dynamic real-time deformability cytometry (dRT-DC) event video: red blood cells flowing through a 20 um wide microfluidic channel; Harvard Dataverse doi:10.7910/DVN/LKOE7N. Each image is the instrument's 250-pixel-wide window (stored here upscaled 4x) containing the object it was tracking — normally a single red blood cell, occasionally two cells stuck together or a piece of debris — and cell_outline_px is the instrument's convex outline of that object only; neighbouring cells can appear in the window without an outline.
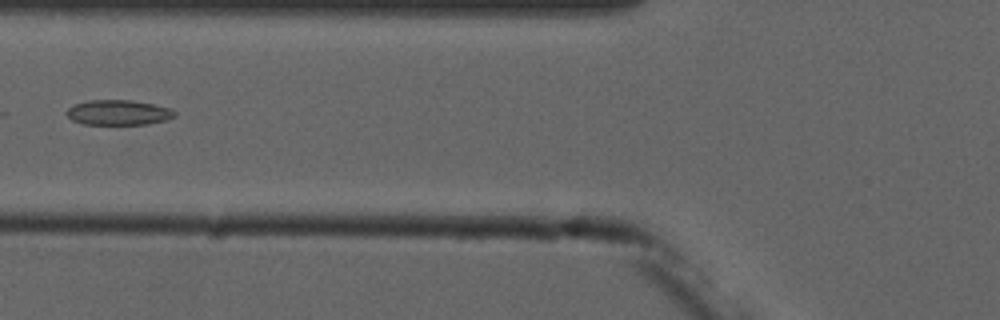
{"species": "common noctule bat (a hibernating species)", "species_latin": "Nyctalus noctula", "temperature_condition": "cold", "stored_images_in_passage": 6, "camera_frame_rate_fps": 3000, "um_per_image_px": 0.085, "animal": {"sex": "male", "forearm_length_mm": 52.5}, "frame": {"image": 1, "passage_image": 6, "time_ms": 6.0, "image_size_px": [1000, 320], "cell_outline_px": [[176, 116], [164, 120], [148, 124], [84, 124], [72, 120], [64, 112], [72, 104], [88, 100], [132, 100], [152, 104], [168, 108], [176, 112]], "centroid_in_image_um": [10.01, 9.56], "position_along_channel_um": 115.8, "area_um2": 15.78}}